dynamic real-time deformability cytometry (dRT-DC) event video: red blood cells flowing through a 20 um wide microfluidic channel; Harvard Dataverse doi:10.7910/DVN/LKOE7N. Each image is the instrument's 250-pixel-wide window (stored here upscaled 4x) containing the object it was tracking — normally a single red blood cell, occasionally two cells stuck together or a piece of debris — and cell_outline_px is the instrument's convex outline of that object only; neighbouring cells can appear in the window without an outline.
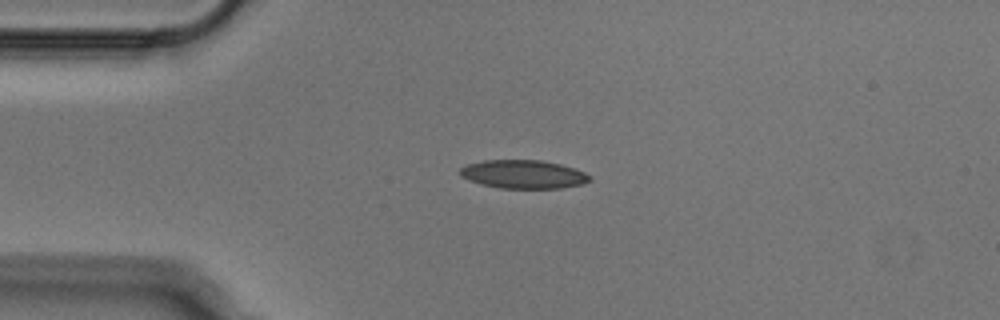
{"species": "Egyptian fruit bat (a non-hibernating species)", "species_latin": "Rousettus aegyptiacus", "temperature_condition": "cold", "stored_images_in_passage": 41, "camera_frame_rate_fps": 3000, "um_per_image_px": 0.085, "animal": {"sex": "male"}, "frame": {"image": 1, "passage_image": 1, "time_ms": 0.0, "image_size_px": [1000, 320], "cell_outline_px": [[592, 180], [584, 184], [560, 188], [500, 188], [480, 184], [468, 180], [460, 176], [460, 168], [468, 164], [484, 160], [540, 160], [560, 164], [584, 172], [592, 176]], "centroid_in_image_um": [44.49, 14.82], "position_along_channel_um": 40.5, "area_um2": 21.56}}
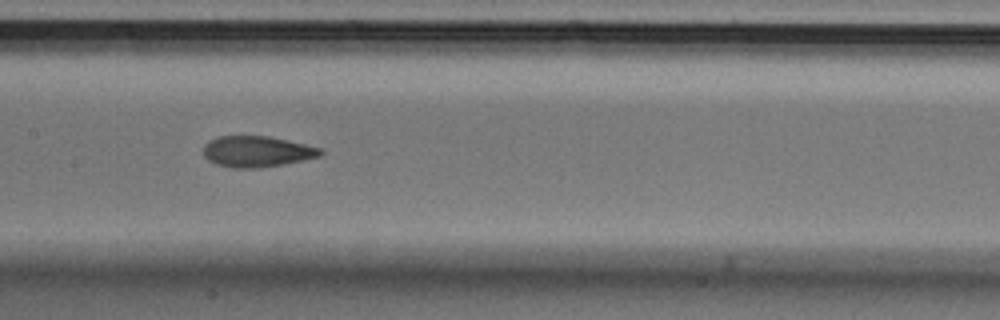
{"frame": {"image": 2, "passage_image": 14, "time_ms": 4.333, "image_size_px": [1000, 320], "cell_outline_px": [[324, 152], [320, 156], [304, 160], [284, 164], [260, 168], [232, 168], [216, 164], [208, 160], [204, 156], [204, 144], [208, 140], [220, 136], [268, 136], [288, 140], [324, 148]], "centroid_in_image_um": [21.86, 12.88], "position_along_channel_um": 185.5, "area_um2": 21.39}}
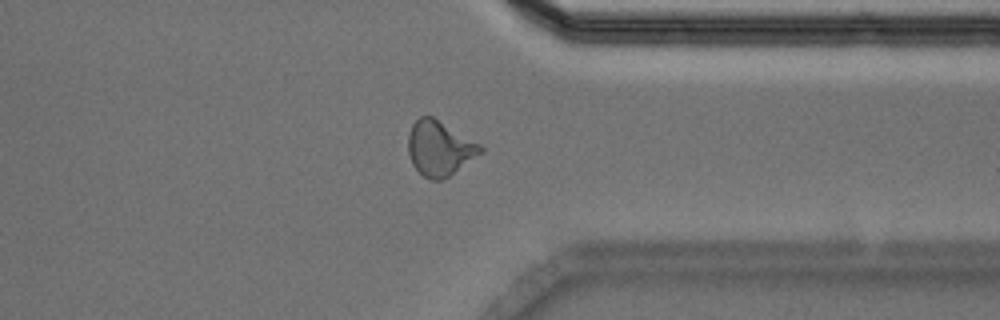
{"frame": {"image": 3, "passage_image": 29, "time_ms": 9.333, "image_size_px": [1000, 320], "cell_outline_px": [[484, 152], [444, 180], [432, 180], [424, 176], [412, 164], [408, 152], [408, 136], [412, 124], [420, 116], [432, 116], [480, 144], [484, 148]], "centroid_in_image_um": [37.37, 12.62], "position_along_channel_um": 374.0, "area_um2": 23.12}}